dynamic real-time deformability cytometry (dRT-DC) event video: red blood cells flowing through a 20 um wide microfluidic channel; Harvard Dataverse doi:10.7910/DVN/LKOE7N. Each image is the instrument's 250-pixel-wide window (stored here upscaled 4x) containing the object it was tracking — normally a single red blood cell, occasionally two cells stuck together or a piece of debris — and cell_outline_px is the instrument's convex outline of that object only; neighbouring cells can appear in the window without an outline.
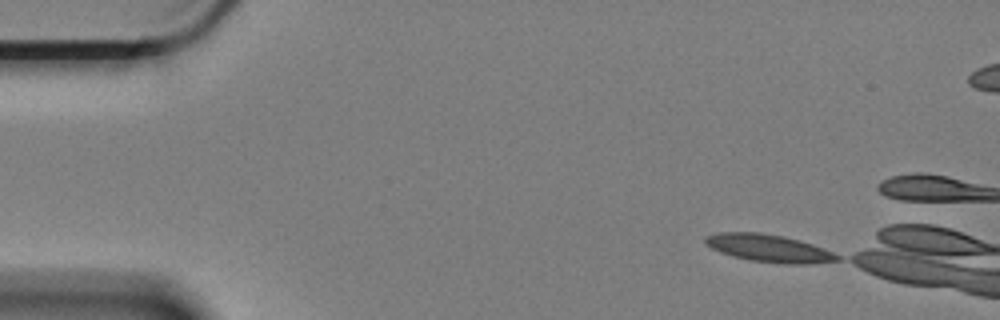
{"species": "Egyptian fruit bat (a non-hibernating species)", "species_latin": "Rousettus aegyptiacus", "temperature_condition": "cold", "stored_images_in_passage": 50, "camera_frame_rate_fps": 3000, "um_per_image_px": 0.085, "animal": {"sex": "female"}, "frame": {"image": 1, "passage_image": 1, "time_ms": 0.0, "image_size_px": [1000, 320], "cell_outline_px": [[840, 260], [804, 264], [784, 264], [752, 260], [732, 256], [720, 252], [704, 244], [704, 236], [720, 232], [760, 232], [784, 236], [800, 240], [812, 244], [832, 252], [840, 256]], "centroid_in_image_um": [65.32, 21.09], "position_along_channel_um": 19.7, "area_um2": 21.15}}
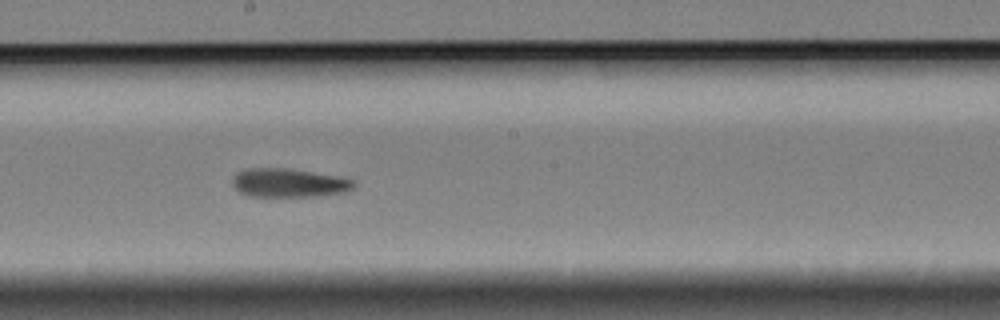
{"frame": {"image": 2, "passage_image": 27, "time_ms": 8.667, "image_size_px": [1000, 320], "cell_outline_px": [[356, 184], [352, 188], [344, 192], [312, 196], [248, 196], [240, 192], [232, 184], [232, 176], [236, 172], [244, 168], [284, 168], [340, 176], [352, 180]], "centroid_in_image_um": [24.49, 15.53], "position_along_channel_um": 223.7, "area_um2": 20.23}}
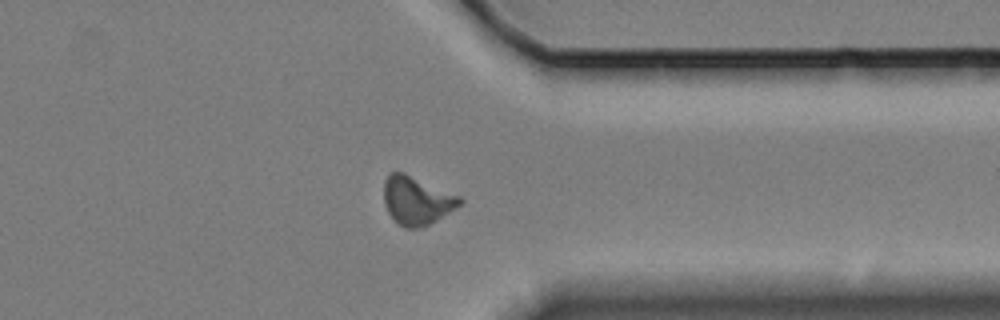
{"frame": {"image": 3, "passage_image": 41, "time_ms": 13.333, "image_size_px": [1000, 320], "cell_outline_px": [[464, 200], [460, 204], [436, 220], [420, 228], [404, 228], [388, 212], [384, 204], [384, 180], [388, 172], [404, 172], [460, 196]], "centroid_in_image_um": [35.39, 17.01], "position_along_channel_um": 376.0, "area_um2": 21.15}}